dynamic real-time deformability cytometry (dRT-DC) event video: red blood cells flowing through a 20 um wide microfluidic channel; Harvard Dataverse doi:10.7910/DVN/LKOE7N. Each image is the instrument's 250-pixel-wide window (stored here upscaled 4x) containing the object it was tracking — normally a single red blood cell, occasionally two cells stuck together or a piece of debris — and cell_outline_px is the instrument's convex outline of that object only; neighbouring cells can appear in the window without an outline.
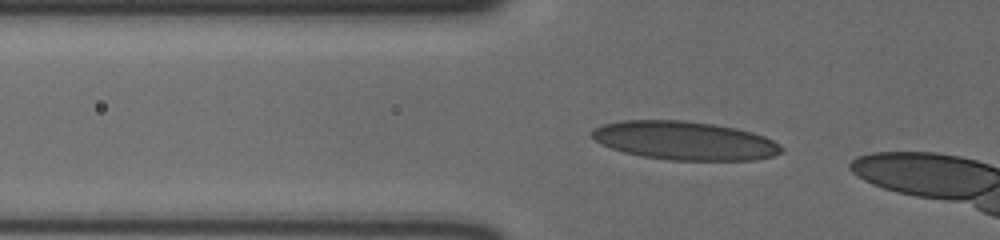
{"species": "human", "species_latin": "Homo sapiens", "temperature_condition": "cold", "stored_images_in_passage": 31, "camera_frame_rate_fps": 3000, "um_per_image_px": 0.085, "donor": {"sex": "male"}, "frame": {"image": 1, "passage_image": 3, "time_ms": 0.667, "image_size_px": [1000, 240], "cell_outline_px": [[784, 152], [772, 156], [752, 160], [668, 160], [640, 156], [624, 152], [600, 144], [592, 136], [592, 128], [600, 124], [620, 120], [684, 120], [712, 124], [736, 128], [752, 132], [764, 136], [772, 140], [784, 148]], "centroid_in_image_um": [58.17, 11.95], "position_along_channel_um": 67.6, "area_um2": 42.77}}
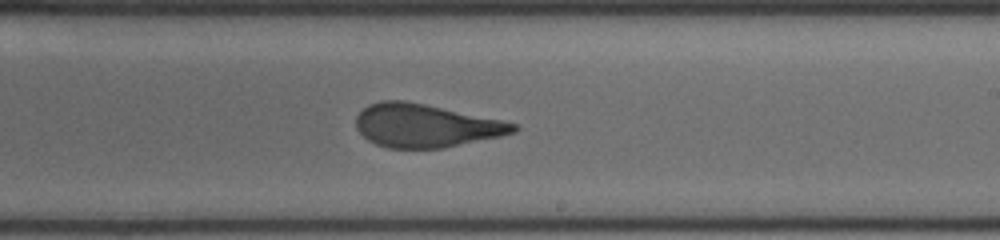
{"frame": {"image": 2, "passage_image": 19, "time_ms": 6.0, "image_size_px": [1000, 240], "cell_outline_px": [[520, 128], [516, 132], [500, 136], [444, 148], [388, 148], [376, 144], [368, 140], [356, 128], [356, 116], [368, 104], [380, 100], [404, 100], [504, 120], [516, 124]], "centroid_in_image_um": [36.18, 10.68], "position_along_channel_um": 252.8, "area_um2": 39.65}}
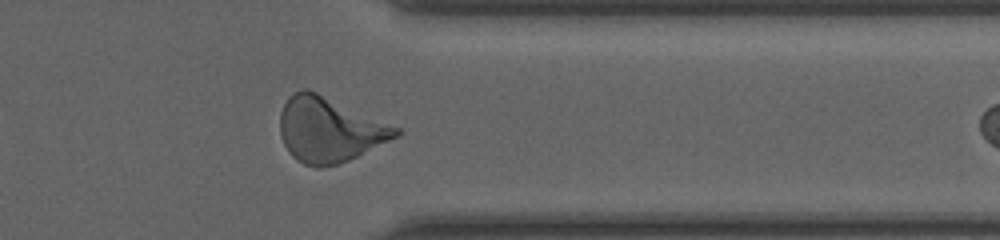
{"frame": {"image": 3, "passage_image": 30, "time_ms": 9.667, "image_size_px": [1000, 240], "cell_outline_px": [[400, 136], [348, 160], [336, 164], [320, 168], [316, 168], [304, 164], [296, 160], [288, 152], [284, 144], [280, 132], [280, 112], [288, 96], [292, 92], [304, 88], [308, 88], [400, 128]], "centroid_in_image_um": [27.97, 11.02], "position_along_channel_um": 383.4, "area_um2": 43.87}}